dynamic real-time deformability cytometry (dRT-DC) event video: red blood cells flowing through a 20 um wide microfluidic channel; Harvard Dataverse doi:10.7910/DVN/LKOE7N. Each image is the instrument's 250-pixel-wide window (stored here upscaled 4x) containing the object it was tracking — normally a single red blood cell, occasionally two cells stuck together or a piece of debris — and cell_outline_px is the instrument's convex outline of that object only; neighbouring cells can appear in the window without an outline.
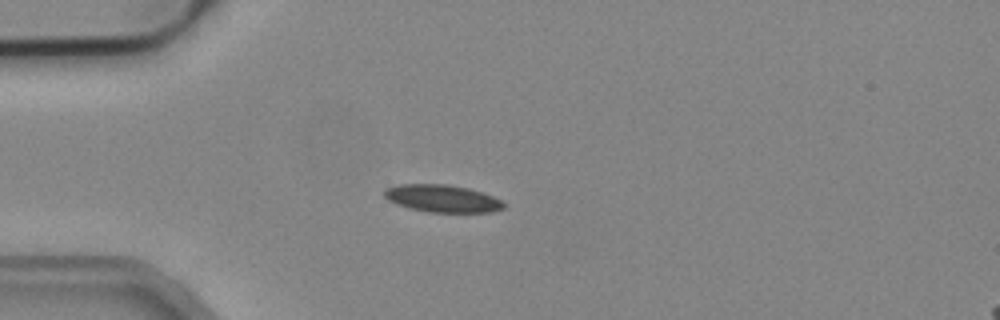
{"species": "common noctule bat (a hibernating species)", "species_latin": "Nyctalus noctula", "temperature_condition": "cold", "stored_images_in_passage": 2, "camera_frame_rate_fps": 3000, "um_per_image_px": 0.085, "animal": {"sex": "male", "body_mass_g": 19.2, "forearm_length_mm": 51.8}, "frame": {"image": 1, "passage_image": 1, "time_ms": 0.0, "image_size_px": [1000, 320], "cell_outline_px": [[504, 208], [492, 212], [428, 212], [396, 204], [388, 200], [384, 196], [384, 188], [400, 184], [444, 184], [468, 188], [492, 196], [500, 200], [504, 204]], "centroid_in_image_um": [37.56, 16.87], "position_along_channel_um": 47.4, "area_um2": 18.9}}